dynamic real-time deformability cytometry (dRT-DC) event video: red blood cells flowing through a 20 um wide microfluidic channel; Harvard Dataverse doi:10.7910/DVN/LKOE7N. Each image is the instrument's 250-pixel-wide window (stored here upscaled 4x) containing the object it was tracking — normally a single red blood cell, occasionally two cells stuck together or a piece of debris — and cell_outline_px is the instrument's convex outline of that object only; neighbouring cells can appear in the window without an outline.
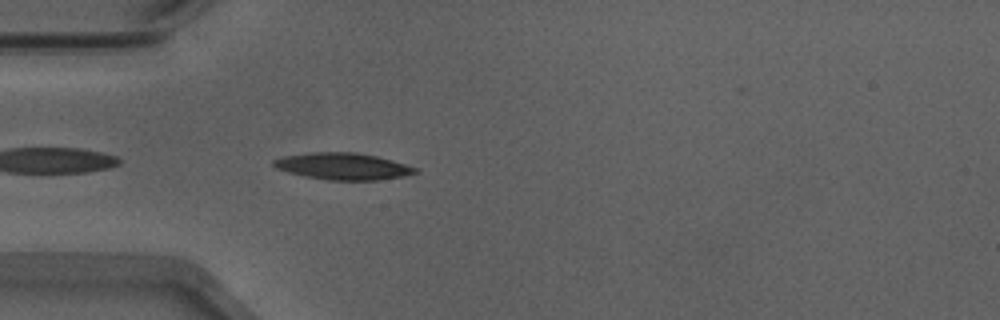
{"species": "Egyptian fruit bat (a non-hibernating species)", "species_latin": "Rousettus aegyptiacus", "temperature_condition": "warm", "stored_images_in_passage": 34, "camera_frame_rate_fps": 3000, "um_per_image_px": 0.085, "animal": {"sex": "male"}, "frame": {"image": 1, "passage_image": 2, "time_ms": 0.333, "image_size_px": [1000, 320], "cell_outline_px": [[420, 172], [404, 176], [376, 180], [328, 180], [304, 176], [288, 172], [276, 168], [272, 164], [272, 160], [284, 156], [312, 152], [356, 152], [376, 156], [392, 160], [416, 168]], "centroid_in_image_um": [29.13, 14.13], "position_along_channel_um": 55.9, "area_um2": 22.02}}
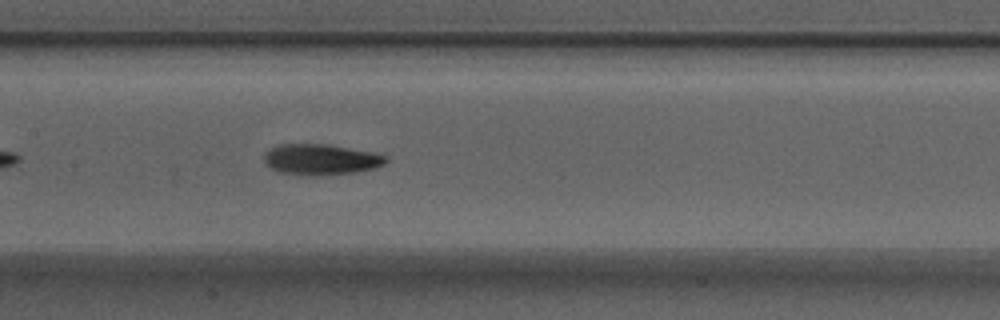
{"frame": {"image": 2, "passage_image": 12, "time_ms": 3.667, "image_size_px": [1000, 320], "cell_outline_px": [[388, 160], [384, 164], [376, 168], [352, 172], [316, 176], [312, 176], [280, 172], [272, 168], [264, 160], [264, 152], [280, 144], [328, 144], [372, 152], [388, 156]], "centroid_in_image_um": [27.29, 13.55], "position_along_channel_um": 180.1, "area_um2": 21.73}}
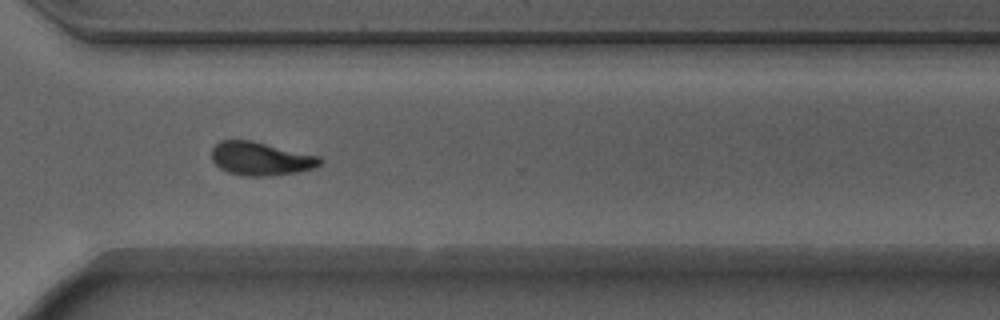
{"frame": {"image": 3, "passage_image": 25, "time_ms": 8.0, "image_size_px": [1000, 320], "cell_outline_px": [[324, 160], [316, 168], [296, 172], [272, 176], [244, 176], [228, 172], [220, 168], [212, 160], [212, 148], [220, 140], [252, 140], [320, 156]], "centroid_in_image_um": [22.19, 13.49], "position_along_channel_um": 348.4, "area_um2": 21.27}}